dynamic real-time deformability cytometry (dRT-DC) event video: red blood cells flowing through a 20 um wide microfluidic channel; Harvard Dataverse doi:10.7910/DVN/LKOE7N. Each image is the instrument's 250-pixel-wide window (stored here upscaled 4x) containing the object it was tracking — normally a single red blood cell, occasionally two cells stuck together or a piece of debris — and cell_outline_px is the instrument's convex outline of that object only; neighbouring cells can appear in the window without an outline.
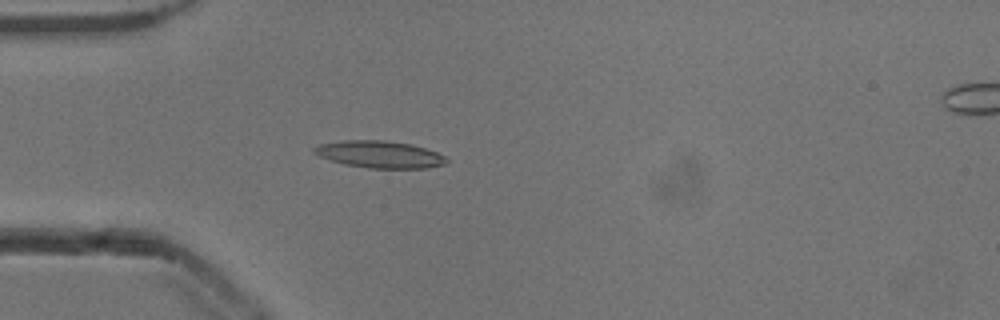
{"species": "common noctule bat (a hibernating species)", "species_latin": "Nyctalus noctula", "temperature_condition": "cold", "stored_images_in_passage": 53, "camera_frame_rate_fps": 3000, "um_per_image_px": 0.085, "animal": {"sex": "male", "body_mass_g": 13.3}, "frame": {"image": 1, "passage_image": 15, "time_ms": 4.667, "image_size_px": [1000, 320], "cell_outline_px": [[448, 160], [444, 164], [428, 168], [368, 168], [344, 164], [320, 156], [312, 152], [312, 148], [320, 144], [340, 140], [384, 140], [412, 144], [436, 152], [444, 156]], "centroid_in_image_um": [32.25, 13.11], "position_along_channel_um": 52.8, "area_um2": 20.81}}
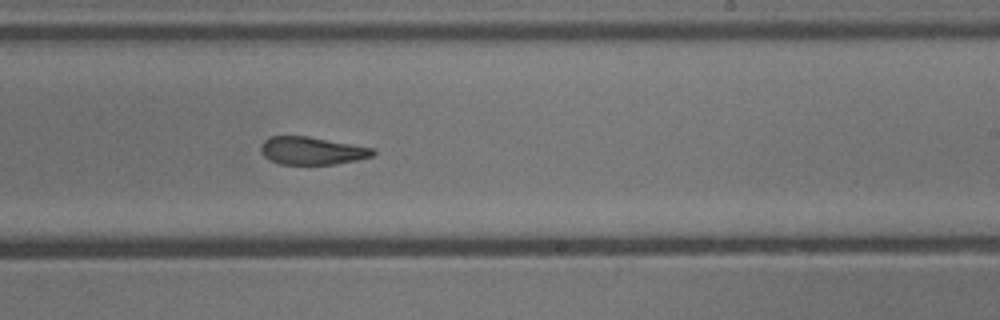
{"frame": {"image": 2, "passage_image": 32, "time_ms": 10.333, "image_size_px": [1000, 320], "cell_outline_px": [[376, 152], [372, 156], [356, 160], [332, 164], [280, 164], [268, 160], [260, 152], [260, 144], [264, 140], [272, 136], [308, 136], [352, 144], [372, 148]], "centroid_in_image_um": [26.46, 12.81], "position_along_channel_um": 262.5, "area_um2": 18.09}}
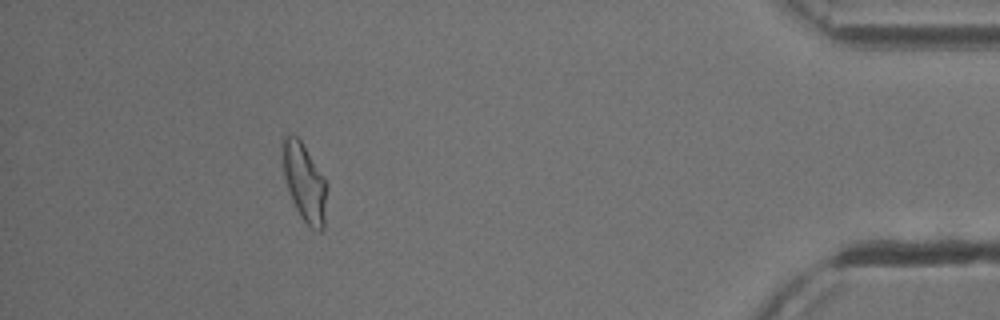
{"frame": {"image": 3, "passage_image": 48, "time_ms": 15.667, "image_size_px": [1000, 320], "cell_outline_px": [[328, 184], [324, 228], [320, 232], [312, 228], [300, 216], [288, 192], [280, 160], [280, 144], [284, 136], [296, 136], [300, 140], [324, 176]], "centroid_in_image_um": [25.86, 15.48], "position_along_channel_um": 409.3, "area_um2": 20.58}, "authors_computed_cell_mechanics": {"area_um2": 19.7098, "velocity_mm_per_s": 3.8407, "shape_relaxation_time_tau1_ms": 5.3994, "shape_relaxation_time_tau2_ms": 3.416, "deformation_change_tau1": 0.173, "deformation_change_tau2": 0.1056}}